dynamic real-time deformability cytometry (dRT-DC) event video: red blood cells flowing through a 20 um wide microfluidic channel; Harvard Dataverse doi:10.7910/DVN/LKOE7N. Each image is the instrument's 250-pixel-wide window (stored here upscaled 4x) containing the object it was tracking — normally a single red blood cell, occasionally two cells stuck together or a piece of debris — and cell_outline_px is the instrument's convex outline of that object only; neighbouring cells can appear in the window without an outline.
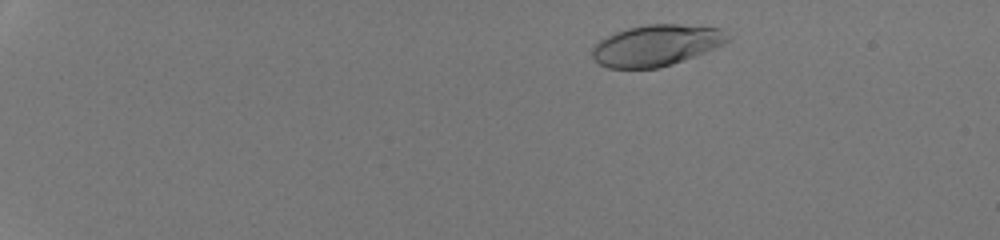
{"species": "human", "species_latin": "Homo sapiens", "temperature_condition": "room temperature", "stored_images_in_passage": 47, "camera_frame_rate_fps": 3000, "um_per_image_px": 0.085, "donor": {"sex": "male"}, "frame": {"image": 1, "passage_image": 5, "time_ms": 1.333, "image_size_px": [1000, 240], "cell_outline_px": [[728, 40], [724, 44], [716, 48], [672, 64], [660, 68], [608, 68], [592, 60], [592, 44], [616, 32], [628, 28], [648, 24], [676, 24], [720, 28], [728, 36]], "centroid_in_image_um": [55.74, 3.86], "position_along_channel_um": 29.3, "area_um2": 32.43}}
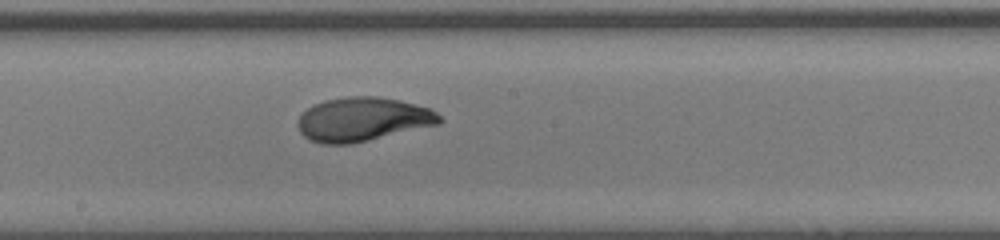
{"frame": {"image": 2, "passage_image": 28, "time_ms": 9.0, "image_size_px": [1000, 240], "cell_outline_px": [[444, 120], [440, 124], [352, 144], [320, 144], [308, 140], [300, 132], [296, 124], [300, 116], [312, 104], [324, 100], [348, 96], [376, 96], [400, 100], [428, 108], [436, 112]], "centroid_in_image_um": [30.81, 10.15], "position_along_channel_um": 217.4, "area_um2": 36.53}}
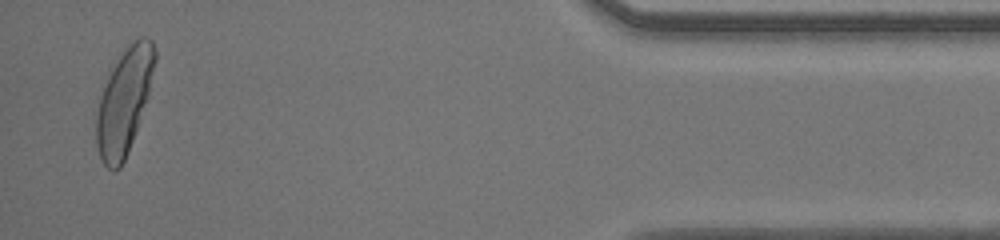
{"frame": {"image": 3, "passage_image": 46, "time_ms": 15.0, "image_size_px": [1000, 240], "cell_outline_px": [[156, 60], [148, 96], [128, 152], [120, 168], [112, 172], [104, 164], [100, 156], [96, 144], [96, 116], [100, 96], [108, 76], [120, 56], [140, 36], [144, 36], [152, 40], [156, 52]], "centroid_in_image_um": [10.55, 8.65], "position_along_channel_um": 424.6, "area_um2": 35.2}, "authors_computed_cell_mechanics": {"area_um2": 34.5066, "velocity_mm_per_s": 4.3026, "shape_relaxation_time_tau1_ms": 2.6645, "shape_relaxation_time_tau2_ms": null, "deformation_change_tau1": 0.1949, "deformation_change_tau2": null}}